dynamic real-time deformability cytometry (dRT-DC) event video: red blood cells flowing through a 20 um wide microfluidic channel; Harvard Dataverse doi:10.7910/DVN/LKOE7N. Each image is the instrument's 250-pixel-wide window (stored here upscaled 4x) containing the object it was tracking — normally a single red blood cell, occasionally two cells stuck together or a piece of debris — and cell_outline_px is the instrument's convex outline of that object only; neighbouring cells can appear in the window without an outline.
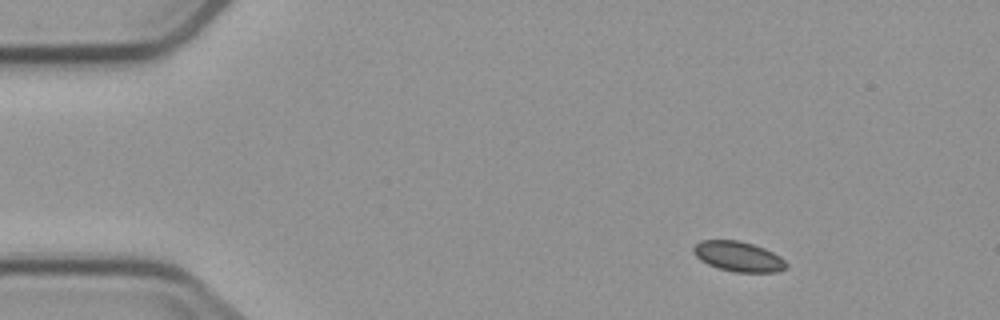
{"species": "common noctule bat (a hibernating species)", "species_latin": "Nyctalus noctula", "temperature_condition": "cold", "stored_images_in_passage": 10, "camera_frame_rate_fps": 3000, "um_per_image_px": 0.085, "animal": {"sex": "male", "body_mass_g": 23.1, "forearm_length_mm": 52.7}, "frame": {"image": 1, "passage_image": 1, "time_ms": 0.0, "image_size_px": [1000, 320], "cell_outline_px": [[788, 268], [780, 272], [736, 272], [720, 268], [708, 264], [700, 260], [692, 252], [692, 248], [700, 240], [740, 240], [764, 248], [780, 256], [788, 264]], "centroid_in_image_um": [62.78, 21.8], "position_along_channel_um": 22.2, "area_um2": 16.36}}
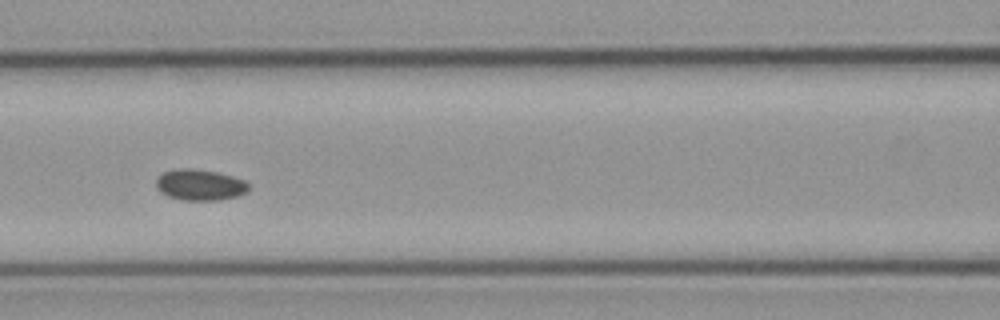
{"frame": {"image": 2, "passage_image": 6, "time_ms": 5.667, "image_size_px": [1000, 320], "cell_outline_px": [[248, 192], [236, 196], [216, 200], [184, 200], [168, 196], [160, 192], [156, 188], [156, 180], [164, 172], [180, 168], [192, 168], [216, 172], [232, 176], [244, 180], [248, 184]], "centroid_in_image_um": [16.98, 15.71], "position_along_channel_um": 149.6, "area_um2": 16.59}}
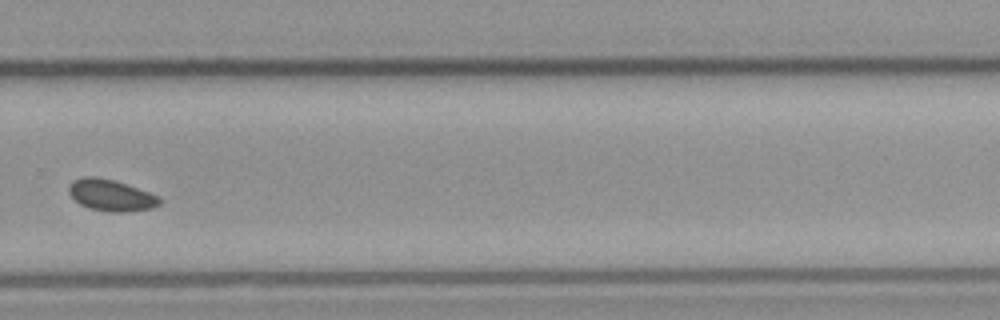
{"frame": {"image": 3, "passage_image": 10, "time_ms": 10.333, "image_size_px": [1000, 320], "cell_outline_px": [[160, 204], [152, 208], [124, 212], [112, 212], [88, 208], [72, 200], [68, 192], [68, 184], [72, 180], [84, 176], [96, 176], [116, 180], [160, 196]], "centroid_in_image_um": [9.38, 16.58], "position_along_channel_um": 320.4, "area_um2": 16.99}}